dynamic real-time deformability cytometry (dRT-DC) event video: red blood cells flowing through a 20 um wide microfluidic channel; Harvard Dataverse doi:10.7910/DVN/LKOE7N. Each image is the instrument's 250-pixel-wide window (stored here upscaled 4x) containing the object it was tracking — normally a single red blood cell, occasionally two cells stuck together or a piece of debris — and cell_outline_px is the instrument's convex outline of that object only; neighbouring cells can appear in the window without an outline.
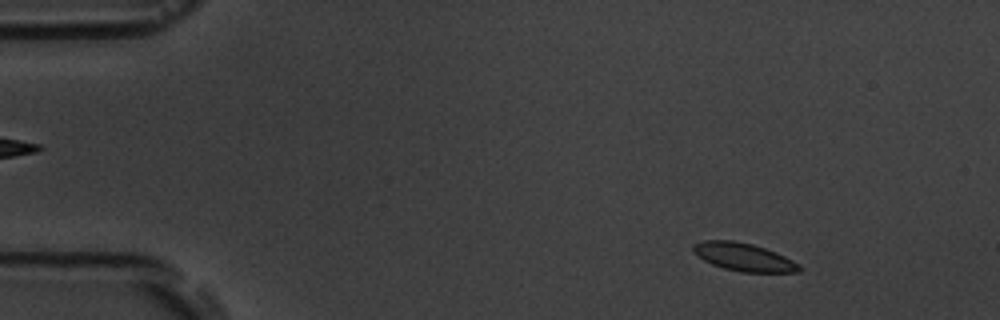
{"species": "common noctule bat (a hibernating species)", "species_latin": "Nyctalus noctula", "temperature_condition": "room temperature", "stored_images_in_passage": 3, "camera_frame_rate_fps": 3000, "um_per_image_px": 0.085, "animal": {"sex": "male", "body_mass_g": 19.5, "forearm_length_mm": 54.6}, "frame": {"image": 1, "passage_image": 1, "time_ms": 0.0, "image_size_px": [1000, 320], "cell_outline_px": [[800, 272], [740, 272], [724, 268], [712, 264], [704, 260], [692, 252], [692, 244], [704, 240], [732, 240], [752, 244], [776, 252], [800, 264]], "centroid_in_image_um": [63.18, 21.84], "position_along_channel_um": 21.8, "area_um2": 17.28}}
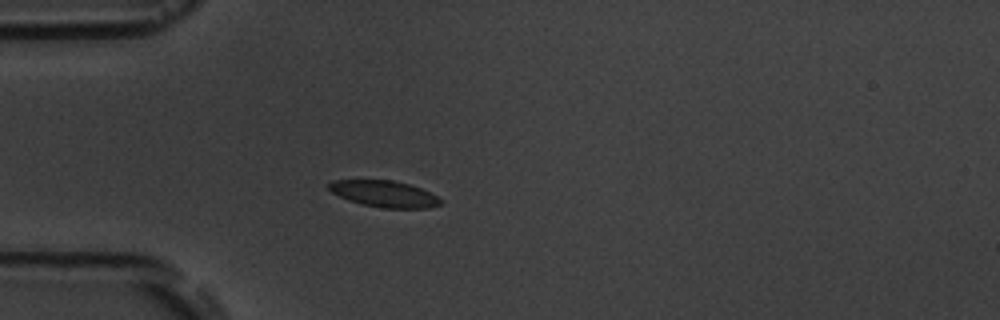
{"frame": {"image": 2, "passage_image": 3, "time_ms": 3.0, "image_size_px": [1000, 320], "cell_outline_px": [[440, 204], [428, 208], [380, 208], [348, 200], [332, 192], [328, 188], [328, 184], [332, 180], [392, 180], [408, 184], [420, 188], [436, 196], [440, 200]], "centroid_in_image_um": [32.63, 16.47], "position_along_channel_um": 52.4, "area_um2": 16.94}}